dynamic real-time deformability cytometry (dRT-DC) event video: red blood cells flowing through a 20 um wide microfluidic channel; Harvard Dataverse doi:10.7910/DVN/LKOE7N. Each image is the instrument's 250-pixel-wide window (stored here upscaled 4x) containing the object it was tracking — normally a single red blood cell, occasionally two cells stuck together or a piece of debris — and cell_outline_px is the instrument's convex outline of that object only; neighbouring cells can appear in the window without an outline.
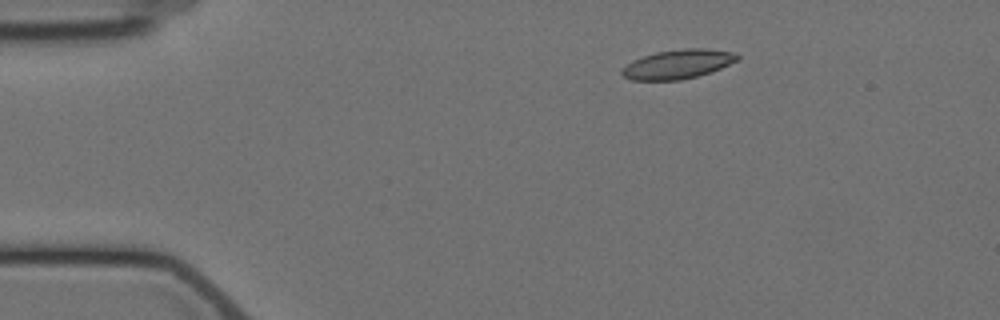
{"species": "Egyptian fruit bat (a non-hibernating species)", "species_latin": "Rousettus aegyptiacus", "temperature_condition": "cold", "stored_images_in_passage": 4, "camera_frame_rate_fps": 3000, "um_per_image_px": 0.085, "animal": {"sex": "female"}, "frame": {"image": 1, "passage_image": 2, "time_ms": 2.0, "image_size_px": [1000, 320], "cell_outline_px": [[740, 60], [720, 68], [696, 76], [680, 80], [632, 80], [624, 76], [620, 72], [632, 60], [656, 52], [680, 48], [708, 48], [736, 52], [740, 56]], "centroid_in_image_um": [57.67, 5.43], "position_along_channel_um": 27.3, "area_um2": 19.65}}